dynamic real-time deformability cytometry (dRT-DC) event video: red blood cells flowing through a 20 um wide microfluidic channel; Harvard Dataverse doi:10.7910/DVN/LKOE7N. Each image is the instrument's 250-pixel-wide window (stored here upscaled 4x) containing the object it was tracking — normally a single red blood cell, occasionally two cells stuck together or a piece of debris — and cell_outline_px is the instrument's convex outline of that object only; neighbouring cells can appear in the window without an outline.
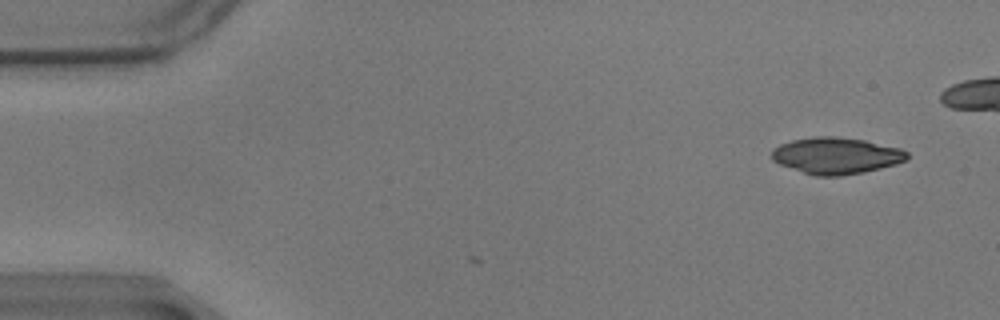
{"species": "common noctule bat (a hibernating species)", "species_latin": "Nyctalus noctula", "temperature_condition": "warm", "stored_images_in_passage": 3, "camera_frame_rate_fps": 3000, "um_per_image_px": 0.085, "animal": {"sex": "male", "body_mass_g": 17.9}, "frame": {"image": 1, "passage_image": 1, "time_ms": 0.0, "image_size_px": [1000, 320], "cell_outline_px": [[908, 160], [896, 164], [864, 172], [840, 176], [816, 176], [780, 164], [772, 160], [772, 148], [780, 144], [792, 140], [816, 136], [832, 136], [864, 140], [900, 148], [908, 152]], "centroid_in_image_um": [71.09, 13.23], "position_along_channel_um": 13.9, "area_um2": 28.73}}